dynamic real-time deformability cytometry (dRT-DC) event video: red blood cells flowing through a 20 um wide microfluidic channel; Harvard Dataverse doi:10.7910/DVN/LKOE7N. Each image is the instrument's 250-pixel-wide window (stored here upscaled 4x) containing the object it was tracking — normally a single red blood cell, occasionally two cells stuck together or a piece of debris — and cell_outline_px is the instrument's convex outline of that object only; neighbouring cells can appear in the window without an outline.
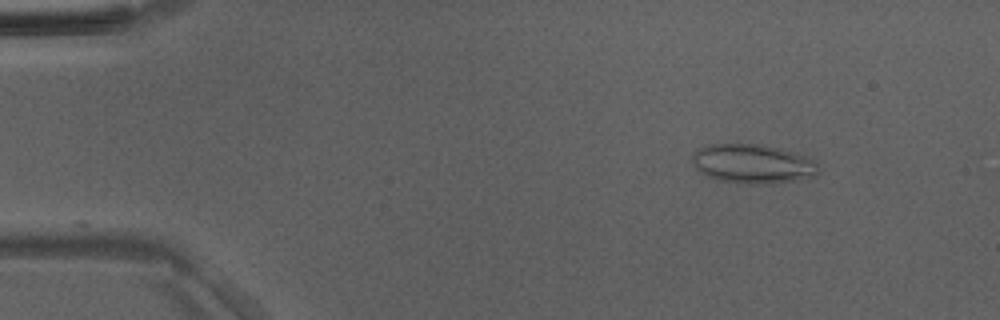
{"species": "Egyptian fruit bat (a non-hibernating species)", "species_latin": "Rousettus aegyptiacus", "temperature_condition": "room temperature", "stored_images_in_passage": 38, "camera_frame_rate_fps": 3000, "um_per_image_px": 0.085, "animal": {"sex": "male"}, "frame": {"image": 1, "passage_image": 3, "time_ms": 0.667, "image_size_px": [1000, 320], "cell_outline_px": [[820, 168], [812, 176], [792, 180], [756, 184], [744, 184], [716, 180], [700, 172], [692, 164], [692, 156], [700, 148], [708, 144], [760, 144], [780, 148], [816, 160]], "centroid_in_image_um": [63.94, 13.91], "position_along_channel_um": 21.1, "area_um2": 28.61}}
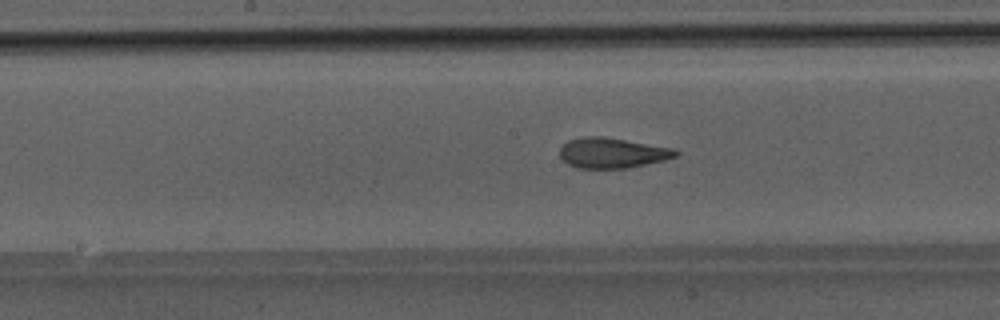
{"frame": {"image": 2, "passage_image": 22, "time_ms": 7.0, "image_size_px": [1000, 320], "cell_outline_px": [[680, 152], [676, 156], [664, 160], [628, 168], [576, 168], [568, 164], [560, 156], [560, 148], [568, 140], [584, 136], [604, 136], [676, 148]], "centroid_in_image_um": [52.06, 12.99], "position_along_channel_um": 196.1, "area_um2": 20.63}}
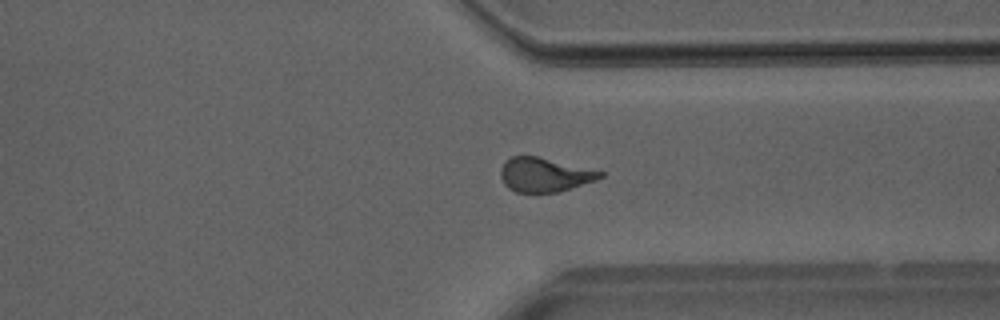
{"frame": {"image": 3, "passage_image": 34, "time_ms": 11.0, "image_size_px": [1000, 320], "cell_outline_px": [[604, 176], [596, 180], [556, 192], [516, 192], [508, 188], [504, 184], [500, 176], [500, 168], [504, 160], [512, 156], [536, 156], [604, 172]], "centroid_in_image_um": [46.22, 14.85], "position_along_channel_um": 365.2, "area_um2": 19.59}}